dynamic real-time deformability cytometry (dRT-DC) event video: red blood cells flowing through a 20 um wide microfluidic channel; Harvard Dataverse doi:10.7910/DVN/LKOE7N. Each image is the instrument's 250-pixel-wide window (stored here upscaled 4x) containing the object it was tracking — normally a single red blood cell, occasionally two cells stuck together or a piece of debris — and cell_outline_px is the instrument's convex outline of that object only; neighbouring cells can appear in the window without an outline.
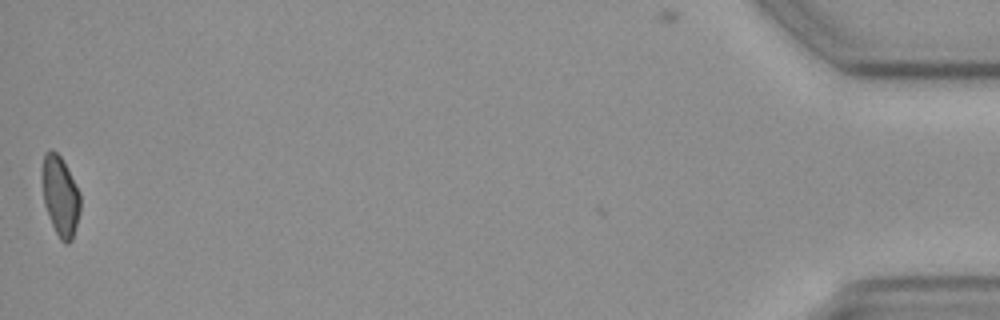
{"species": "common noctule bat (a hibernating species)", "species_latin": "Nyctalus noctula", "temperature_condition": "cold", "stored_images_in_passage": 43, "camera_frame_rate_fps": 3000, "um_per_image_px": 0.085, "animal": {"sex": "female", "body_mass_g": 19.3, "forearm_length_mm": 54.1}, "frame": {"image": 1, "passage_image": 43, "time_ms": 14.0, "image_size_px": [1000, 320], "cell_outline_px": [[80, 212], [72, 240], [68, 244], [64, 244], [60, 240], [52, 224], [44, 204], [44, 152], [52, 148], [60, 156], [80, 192]], "centroid_in_image_um": [5.16, 16.71], "position_along_channel_um": 430.0, "area_um2": 17.28}}